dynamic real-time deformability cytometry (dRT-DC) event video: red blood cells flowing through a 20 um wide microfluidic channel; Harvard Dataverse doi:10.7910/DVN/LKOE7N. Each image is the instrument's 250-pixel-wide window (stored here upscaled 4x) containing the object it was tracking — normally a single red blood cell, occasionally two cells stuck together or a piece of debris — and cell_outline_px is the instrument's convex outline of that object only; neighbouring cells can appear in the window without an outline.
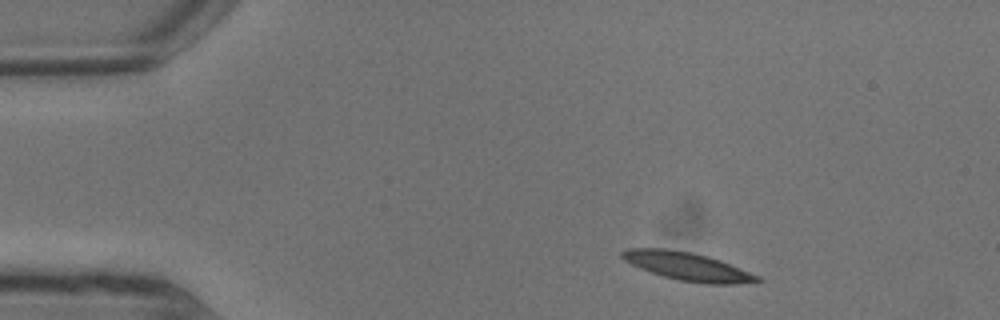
{"species": "common noctule bat (a hibernating species)", "species_latin": "Nyctalus noctula", "temperature_condition": "warm", "stored_images_in_passage": 6, "camera_frame_rate_fps": 3000, "um_per_image_px": 0.085, "animal": {"sex": "male", "body_mass_g": 13.3}, "frame": {"image": 1, "passage_image": 1, "time_ms": 0.0, "image_size_px": [1000, 320], "cell_outline_px": [[764, 280], [736, 284], [708, 284], [680, 280], [664, 276], [640, 268], [624, 260], [620, 256], [620, 252], [628, 248], [664, 248], [692, 252], [708, 256], [720, 260], [760, 276]], "centroid_in_image_um": [58.44, 22.63], "position_along_channel_um": 26.6, "area_um2": 22.08}}
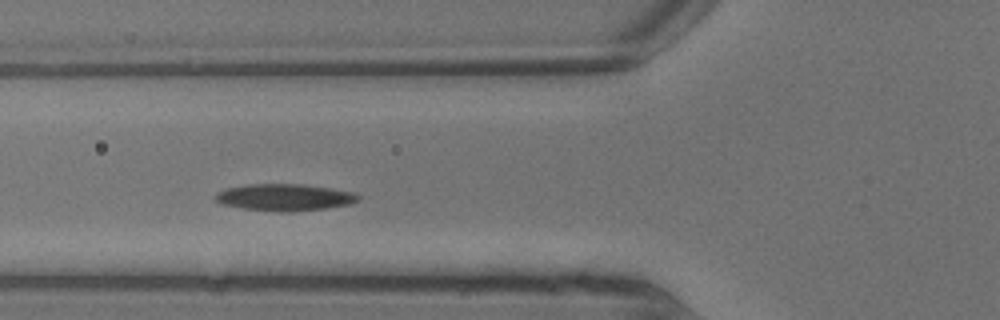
{"frame": {"image": 2, "passage_image": 5, "time_ms": 1.333, "image_size_px": [1000, 320], "cell_outline_px": [[360, 200], [348, 204], [324, 208], [288, 212], [280, 212], [240, 208], [220, 204], [212, 196], [216, 192], [224, 188], [244, 184], [300, 184], [328, 188], [352, 192], [360, 196]], "centroid_in_image_um": [24.08, 16.77], "position_along_channel_um": 101.7, "area_um2": 22.43}}
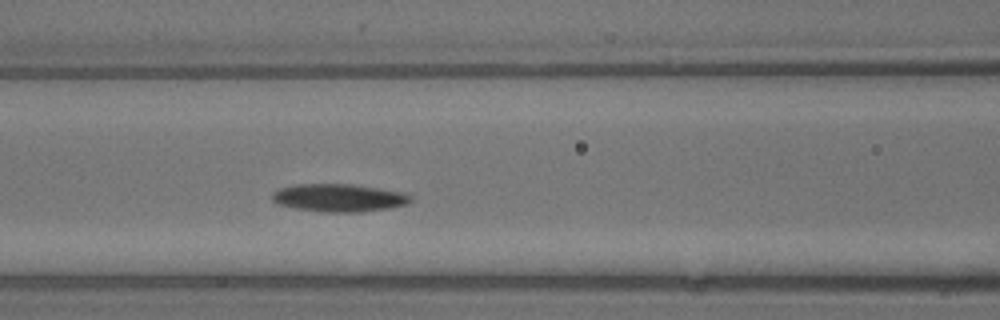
{"frame": {"image": 3, "passage_image": 6, "time_ms": 1.667, "image_size_px": [1000, 320], "cell_outline_px": [[412, 200], [408, 204], [388, 208], [356, 212], [324, 212], [296, 208], [276, 204], [272, 200], [272, 192], [280, 188], [296, 184], [352, 184], [404, 192], [412, 196]], "centroid_in_image_um": [28.8, 16.81], "position_along_channel_um": 137.8, "area_um2": 22.48}}